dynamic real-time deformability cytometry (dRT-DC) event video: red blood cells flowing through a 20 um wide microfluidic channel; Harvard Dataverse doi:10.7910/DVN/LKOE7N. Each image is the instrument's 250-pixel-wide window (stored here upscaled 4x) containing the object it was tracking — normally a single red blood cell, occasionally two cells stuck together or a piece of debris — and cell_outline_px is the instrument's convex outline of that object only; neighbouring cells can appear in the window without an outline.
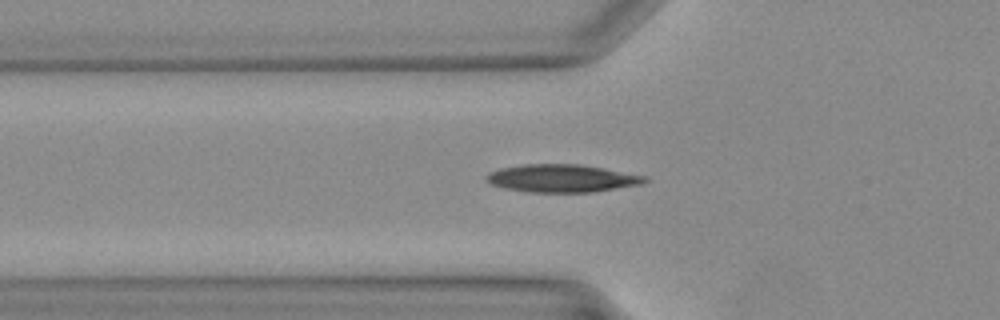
{"species": "Egyptian fruit bat (a non-hibernating species)", "species_latin": "Rousettus aegyptiacus", "temperature_condition": "warm", "stored_images_in_passage": 8, "camera_frame_rate_fps": 3000, "um_per_image_px": 0.085, "animal": {"sex": "female"}, "frame": {"image": 1, "passage_image": 6, "time_ms": 1.667, "image_size_px": [1000, 320], "cell_outline_px": [[648, 180], [640, 184], [592, 192], [528, 192], [504, 188], [488, 184], [484, 180], [484, 176], [488, 172], [500, 168], [524, 164], [580, 164], [648, 176]], "centroid_in_image_um": [47.69, 15.15], "position_along_channel_um": 78.1, "area_um2": 25.78}}